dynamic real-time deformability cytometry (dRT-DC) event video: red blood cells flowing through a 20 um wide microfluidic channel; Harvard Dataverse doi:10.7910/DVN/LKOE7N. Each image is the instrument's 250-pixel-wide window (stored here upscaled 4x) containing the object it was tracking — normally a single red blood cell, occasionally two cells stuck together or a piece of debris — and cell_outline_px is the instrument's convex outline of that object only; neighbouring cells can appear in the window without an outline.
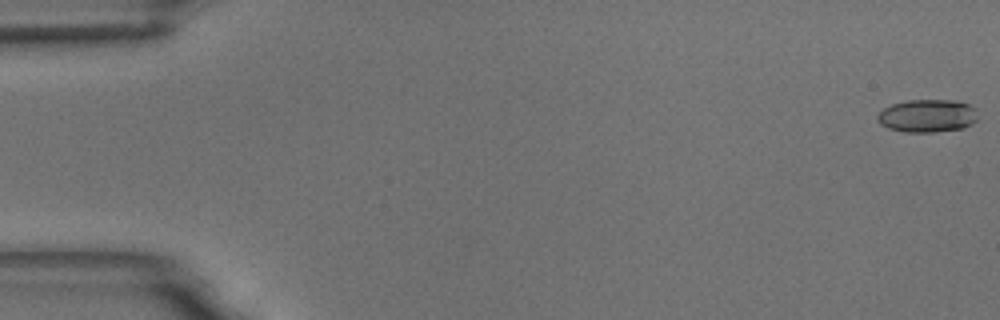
{"species": "common noctule bat (a hibernating species)", "species_latin": "Nyctalus noctula", "temperature_condition": "room temperature", "stored_images_in_passage": 18, "camera_frame_rate_fps": 3000, "um_per_image_px": 0.085, "animal": {"sex": "male", "body_mass_g": 18.8}, "frame": {"image": 1, "passage_image": 1, "time_ms": 0.0, "image_size_px": [1000, 320], "cell_outline_px": [[976, 120], [972, 124], [964, 128], [932, 132], [904, 132], [888, 128], [880, 124], [876, 120], [876, 116], [884, 108], [892, 104], [908, 100], [956, 100], [968, 104], [976, 108]], "centroid_in_image_um": [78.82, 9.84], "position_along_channel_um": 6.2, "area_um2": 19.36}}
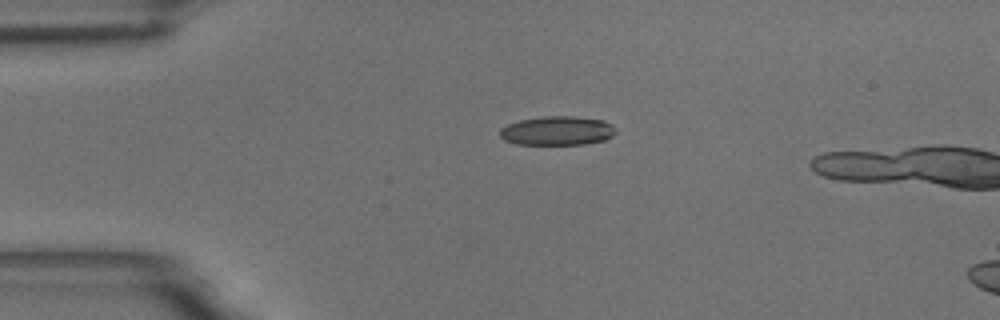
{"frame": {"image": 2, "passage_image": 14, "time_ms": 4.333, "image_size_px": [1000, 320], "cell_outline_px": [[616, 132], [612, 136], [604, 140], [584, 144], [516, 144], [504, 140], [500, 136], [500, 128], [508, 124], [520, 120], [544, 116], [576, 116], [604, 120], [612, 124], [616, 128]], "centroid_in_image_um": [47.39, 11.1], "position_along_channel_um": 37.6, "area_um2": 19.71}}